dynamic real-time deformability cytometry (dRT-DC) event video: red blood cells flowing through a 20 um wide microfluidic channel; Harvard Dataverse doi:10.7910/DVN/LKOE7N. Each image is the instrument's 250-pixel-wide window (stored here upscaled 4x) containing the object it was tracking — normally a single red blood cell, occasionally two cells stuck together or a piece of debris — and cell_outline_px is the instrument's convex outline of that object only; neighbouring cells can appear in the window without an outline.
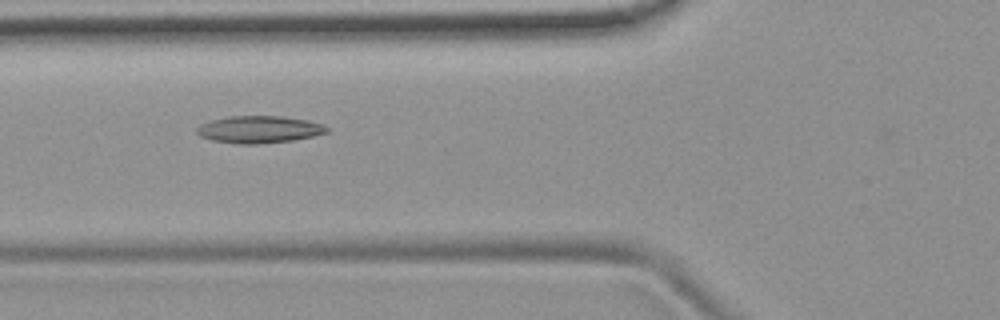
{"species": "common noctule bat (a hibernating species)", "species_latin": "Nyctalus noctula", "temperature_condition": "room temperature", "stored_images_in_passage": 10, "camera_frame_rate_fps": 3000, "um_per_image_px": 0.085, "animal": {"sex": "female", "body_mass_g": 19.9}, "frame": {"image": 1, "passage_image": 6, "time_ms": 1.667, "image_size_px": [1000, 320], "cell_outline_px": [[328, 132], [312, 136], [292, 140], [260, 144], [240, 144], [212, 140], [200, 136], [196, 132], [196, 128], [200, 124], [212, 120], [228, 116], [280, 116], [308, 120], [324, 124], [328, 128]], "centroid_in_image_um": [22.02, 11.0], "position_along_channel_um": 103.8, "area_um2": 20.58}}
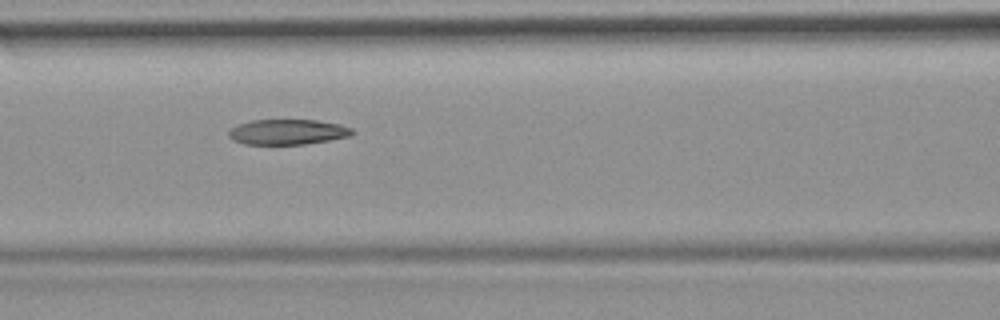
{"frame": {"image": 2, "passage_image": 7, "time_ms": 2.0, "image_size_px": [1000, 320], "cell_outline_px": [[356, 132], [352, 136], [304, 144], [244, 144], [232, 140], [228, 136], [228, 132], [232, 128], [240, 124], [252, 120], [316, 120], [340, 124], [352, 128]], "centroid_in_image_um": [24.48, 11.21], "position_along_channel_um": 142.1, "area_um2": 18.21}}
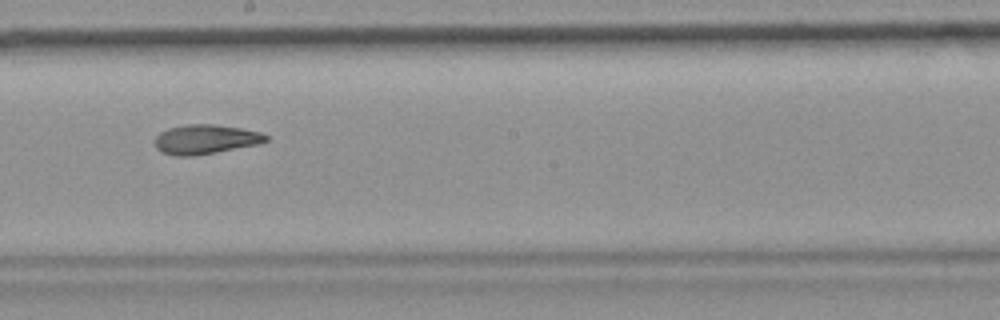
{"frame": {"image": 3, "passage_image": 9, "time_ms": 2.667, "image_size_px": [1000, 320], "cell_outline_px": [[268, 140], [256, 144], [216, 152], [192, 156], [176, 156], [160, 152], [156, 148], [156, 136], [160, 132], [168, 128], [184, 124], [212, 124], [240, 128], [260, 132], [268, 136]], "centroid_in_image_um": [17.42, 11.84], "position_along_channel_um": 230.8, "area_um2": 18.9}}